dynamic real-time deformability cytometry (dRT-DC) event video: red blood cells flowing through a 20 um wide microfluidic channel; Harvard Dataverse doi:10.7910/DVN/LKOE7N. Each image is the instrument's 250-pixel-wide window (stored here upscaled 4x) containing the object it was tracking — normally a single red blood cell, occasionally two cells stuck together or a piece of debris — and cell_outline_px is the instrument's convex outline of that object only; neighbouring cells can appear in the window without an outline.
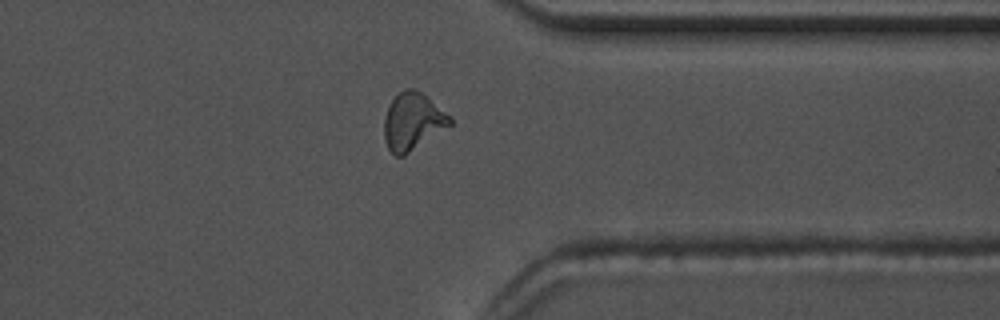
{"species": "common noctule bat (a hibernating species)", "species_latin": "Nyctalus noctula", "temperature_condition": "warm", "stored_images_in_passage": 40, "camera_frame_rate_fps": 3000, "um_per_image_px": 0.085, "animal": {"sex": "male", "body_mass_g": 17.5, "forearm_length_mm": 52.3}, "frame": {"image": 1, "passage_image": 29, "time_ms": 9.333, "image_size_px": [1000, 320], "cell_outline_px": [[452, 124], [404, 156], [396, 156], [388, 148], [384, 140], [384, 120], [388, 108], [392, 100], [404, 88], [416, 88], [452, 116]], "centroid_in_image_um": [35.09, 10.32], "position_along_channel_um": 376.3, "area_um2": 21.91}}